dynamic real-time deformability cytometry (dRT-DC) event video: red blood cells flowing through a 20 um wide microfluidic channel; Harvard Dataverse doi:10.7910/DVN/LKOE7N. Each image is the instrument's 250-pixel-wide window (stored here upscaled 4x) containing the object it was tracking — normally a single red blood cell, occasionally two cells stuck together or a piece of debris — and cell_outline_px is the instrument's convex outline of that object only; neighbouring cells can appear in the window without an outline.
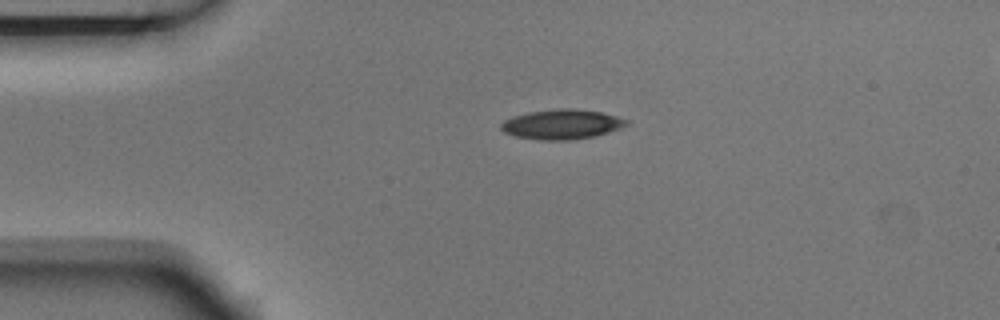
{"species": "Egyptian fruit bat (a non-hibernating species)", "species_latin": "Rousettus aegyptiacus", "temperature_condition": "room temperature", "stored_images_in_passage": 2, "camera_frame_rate_fps": 3000, "um_per_image_px": 0.085, "animal": {"sex": "male"}, "frame": {"image": 1, "passage_image": 1, "time_ms": 0.0, "image_size_px": [1000, 320], "cell_outline_px": [[628, 124], [620, 128], [608, 132], [592, 136], [568, 140], [540, 140], [516, 136], [504, 132], [500, 128], [500, 124], [504, 120], [512, 116], [528, 112], [560, 108], [572, 108], [600, 112], [616, 116], [628, 120]], "centroid_in_image_um": [47.72, 10.56], "position_along_channel_um": 37.3, "area_um2": 21.62}}